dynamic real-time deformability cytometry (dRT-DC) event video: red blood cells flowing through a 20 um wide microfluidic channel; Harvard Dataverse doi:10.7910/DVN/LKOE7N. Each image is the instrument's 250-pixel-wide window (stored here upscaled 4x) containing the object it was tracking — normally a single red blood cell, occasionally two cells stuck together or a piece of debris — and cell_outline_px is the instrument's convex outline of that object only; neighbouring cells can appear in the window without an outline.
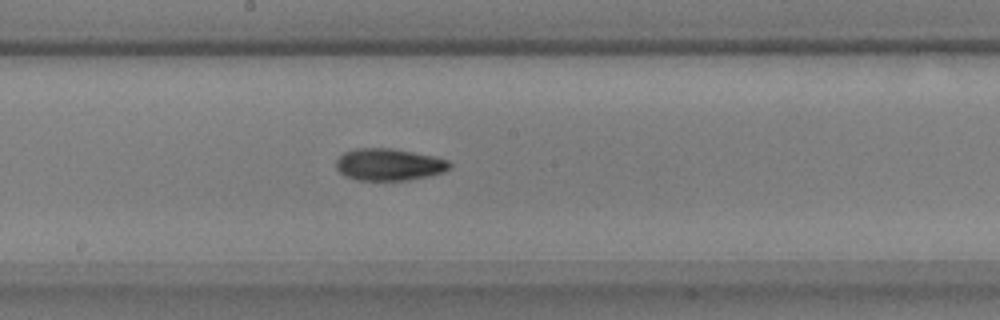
{"species": "common noctule bat (a hibernating species)", "species_latin": "Nyctalus noctula", "temperature_condition": "warm", "stored_images_in_passage": 23, "camera_frame_rate_fps": 3000, "um_per_image_px": 0.085, "animal": {"sex": "male", "body_mass_g": 17.9, "forearm_length_mm": 54.2}, "frame": {"image": 1, "passage_image": 13, "time_ms": 4.0, "image_size_px": [1000, 320], "cell_outline_px": [[452, 164], [444, 172], [432, 176], [408, 180], [356, 180], [344, 176], [336, 168], [336, 160], [344, 152], [356, 148], [388, 148], [436, 156], [448, 160]], "centroid_in_image_um": [33.07, 13.99], "position_along_channel_um": 215.1, "area_um2": 21.33}}